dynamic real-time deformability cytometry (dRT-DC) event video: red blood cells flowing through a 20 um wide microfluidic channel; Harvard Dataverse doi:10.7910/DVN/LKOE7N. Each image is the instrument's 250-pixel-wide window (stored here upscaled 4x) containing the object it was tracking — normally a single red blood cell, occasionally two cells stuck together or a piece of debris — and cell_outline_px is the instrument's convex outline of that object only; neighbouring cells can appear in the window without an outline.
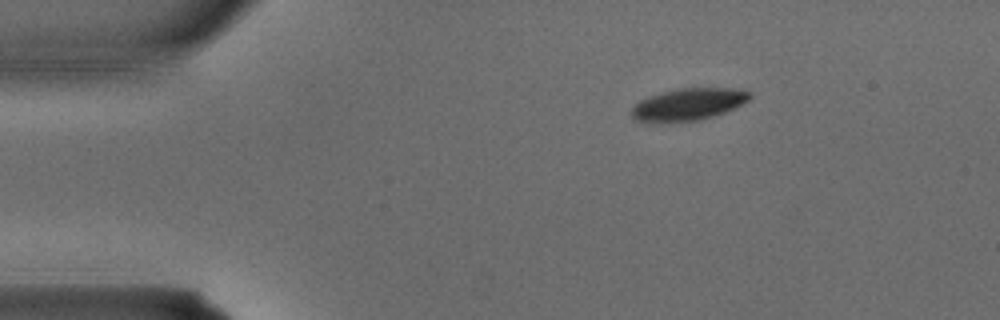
{"species": "common noctule bat (a hibernating species)", "species_latin": "Nyctalus noctula", "temperature_condition": "warm", "stored_images_in_passage": 2, "camera_frame_rate_fps": 3000, "um_per_image_px": 0.085, "animal": {"sex": "male", "body_mass_g": 15.6}, "frame": {"image": 1, "passage_image": 2, "time_ms": 0.333, "image_size_px": [1000, 320], "cell_outline_px": [[752, 96], [748, 100], [724, 112], [700, 120], [636, 120], [632, 116], [632, 108], [640, 100], [648, 96], [680, 88], [732, 88], [752, 92]], "centroid_in_image_um": [58.56, 8.82], "position_along_channel_um": 26.4, "area_um2": 21.21}}